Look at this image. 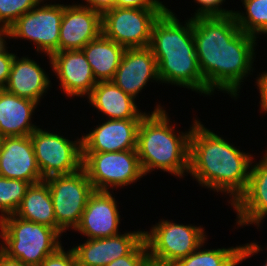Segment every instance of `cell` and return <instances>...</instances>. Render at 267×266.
<instances>
[{"mask_svg":"<svg viewBox=\"0 0 267 266\" xmlns=\"http://www.w3.org/2000/svg\"><path fill=\"white\" fill-rule=\"evenodd\" d=\"M248 154L195 119L189 139L188 173L202 186L230 193L231 205L247 188L253 163V156Z\"/></svg>","mask_w":267,"mask_h":266,"instance_id":"cell-2","label":"cell"},{"mask_svg":"<svg viewBox=\"0 0 267 266\" xmlns=\"http://www.w3.org/2000/svg\"><path fill=\"white\" fill-rule=\"evenodd\" d=\"M87 5L90 9L99 12L101 15L115 7V0H86Z\"/></svg>","mask_w":267,"mask_h":266,"instance_id":"cell-34","label":"cell"},{"mask_svg":"<svg viewBox=\"0 0 267 266\" xmlns=\"http://www.w3.org/2000/svg\"><path fill=\"white\" fill-rule=\"evenodd\" d=\"M82 168L95 191L123 187L145 176L137 150L82 152Z\"/></svg>","mask_w":267,"mask_h":266,"instance_id":"cell-7","label":"cell"},{"mask_svg":"<svg viewBox=\"0 0 267 266\" xmlns=\"http://www.w3.org/2000/svg\"><path fill=\"white\" fill-rule=\"evenodd\" d=\"M141 119H108L81 137L82 152L136 150Z\"/></svg>","mask_w":267,"mask_h":266,"instance_id":"cell-13","label":"cell"},{"mask_svg":"<svg viewBox=\"0 0 267 266\" xmlns=\"http://www.w3.org/2000/svg\"><path fill=\"white\" fill-rule=\"evenodd\" d=\"M200 4V8L196 10L192 18L197 17H212V16H228L232 15L234 11L225 10L220 7L225 0H195Z\"/></svg>","mask_w":267,"mask_h":266,"instance_id":"cell-30","label":"cell"},{"mask_svg":"<svg viewBox=\"0 0 267 266\" xmlns=\"http://www.w3.org/2000/svg\"><path fill=\"white\" fill-rule=\"evenodd\" d=\"M203 244L192 254L180 259L173 266H237L246 258L260 252L261 247L256 242L243 246L218 249H203Z\"/></svg>","mask_w":267,"mask_h":266,"instance_id":"cell-25","label":"cell"},{"mask_svg":"<svg viewBox=\"0 0 267 266\" xmlns=\"http://www.w3.org/2000/svg\"><path fill=\"white\" fill-rule=\"evenodd\" d=\"M195 50L207 95L215 89L237 97L252 71L256 38L241 31L234 15L192 18Z\"/></svg>","mask_w":267,"mask_h":266,"instance_id":"cell-1","label":"cell"},{"mask_svg":"<svg viewBox=\"0 0 267 266\" xmlns=\"http://www.w3.org/2000/svg\"><path fill=\"white\" fill-rule=\"evenodd\" d=\"M115 198L109 191H95L89 196L78 227L88 239L118 235L120 215Z\"/></svg>","mask_w":267,"mask_h":266,"instance_id":"cell-16","label":"cell"},{"mask_svg":"<svg viewBox=\"0 0 267 266\" xmlns=\"http://www.w3.org/2000/svg\"><path fill=\"white\" fill-rule=\"evenodd\" d=\"M51 194L57 221V231L62 234L69 227L75 230L81 220L89 196L94 192L86 171L68 175H54L44 179Z\"/></svg>","mask_w":267,"mask_h":266,"instance_id":"cell-9","label":"cell"},{"mask_svg":"<svg viewBox=\"0 0 267 266\" xmlns=\"http://www.w3.org/2000/svg\"><path fill=\"white\" fill-rule=\"evenodd\" d=\"M0 266H27L17 259L8 257L0 250Z\"/></svg>","mask_w":267,"mask_h":266,"instance_id":"cell-36","label":"cell"},{"mask_svg":"<svg viewBox=\"0 0 267 266\" xmlns=\"http://www.w3.org/2000/svg\"><path fill=\"white\" fill-rule=\"evenodd\" d=\"M143 116L137 131V154L144 174L153 169L183 177L189 171L190 131L175 133L166 110L156 105ZM182 133V134H180Z\"/></svg>","mask_w":267,"mask_h":266,"instance_id":"cell-4","label":"cell"},{"mask_svg":"<svg viewBox=\"0 0 267 266\" xmlns=\"http://www.w3.org/2000/svg\"><path fill=\"white\" fill-rule=\"evenodd\" d=\"M6 37L9 38V28L0 25V52L3 51L7 47L5 45L6 41L4 39Z\"/></svg>","mask_w":267,"mask_h":266,"instance_id":"cell-37","label":"cell"},{"mask_svg":"<svg viewBox=\"0 0 267 266\" xmlns=\"http://www.w3.org/2000/svg\"><path fill=\"white\" fill-rule=\"evenodd\" d=\"M246 15L233 12L236 24L241 31L257 37L258 34H267V0H242Z\"/></svg>","mask_w":267,"mask_h":266,"instance_id":"cell-26","label":"cell"},{"mask_svg":"<svg viewBox=\"0 0 267 266\" xmlns=\"http://www.w3.org/2000/svg\"><path fill=\"white\" fill-rule=\"evenodd\" d=\"M143 239L144 231H133L112 237L87 239L72 249L78 266H106L128 255Z\"/></svg>","mask_w":267,"mask_h":266,"instance_id":"cell-17","label":"cell"},{"mask_svg":"<svg viewBox=\"0 0 267 266\" xmlns=\"http://www.w3.org/2000/svg\"><path fill=\"white\" fill-rule=\"evenodd\" d=\"M260 93V110L267 112V72L260 74L256 82Z\"/></svg>","mask_w":267,"mask_h":266,"instance_id":"cell-35","label":"cell"},{"mask_svg":"<svg viewBox=\"0 0 267 266\" xmlns=\"http://www.w3.org/2000/svg\"><path fill=\"white\" fill-rule=\"evenodd\" d=\"M41 2L23 14L9 27L10 38H22L33 41L37 52L52 56L59 52L60 26L64 13V4H43Z\"/></svg>","mask_w":267,"mask_h":266,"instance_id":"cell-11","label":"cell"},{"mask_svg":"<svg viewBox=\"0 0 267 266\" xmlns=\"http://www.w3.org/2000/svg\"><path fill=\"white\" fill-rule=\"evenodd\" d=\"M44 0H0V24L9 28L18 18ZM2 22V23H1Z\"/></svg>","mask_w":267,"mask_h":266,"instance_id":"cell-28","label":"cell"},{"mask_svg":"<svg viewBox=\"0 0 267 266\" xmlns=\"http://www.w3.org/2000/svg\"><path fill=\"white\" fill-rule=\"evenodd\" d=\"M30 185L24 180L0 176V220L16 213Z\"/></svg>","mask_w":267,"mask_h":266,"instance_id":"cell-27","label":"cell"},{"mask_svg":"<svg viewBox=\"0 0 267 266\" xmlns=\"http://www.w3.org/2000/svg\"><path fill=\"white\" fill-rule=\"evenodd\" d=\"M167 9L114 7L101 15L102 34L125 48L149 47L153 25Z\"/></svg>","mask_w":267,"mask_h":266,"instance_id":"cell-8","label":"cell"},{"mask_svg":"<svg viewBox=\"0 0 267 266\" xmlns=\"http://www.w3.org/2000/svg\"><path fill=\"white\" fill-rule=\"evenodd\" d=\"M102 33L101 14L82 5H64L59 51L83 49Z\"/></svg>","mask_w":267,"mask_h":266,"instance_id":"cell-12","label":"cell"},{"mask_svg":"<svg viewBox=\"0 0 267 266\" xmlns=\"http://www.w3.org/2000/svg\"><path fill=\"white\" fill-rule=\"evenodd\" d=\"M89 103L107 115V119H142L146 114L138 110L135 99L113 81H100L88 95Z\"/></svg>","mask_w":267,"mask_h":266,"instance_id":"cell-22","label":"cell"},{"mask_svg":"<svg viewBox=\"0 0 267 266\" xmlns=\"http://www.w3.org/2000/svg\"><path fill=\"white\" fill-rule=\"evenodd\" d=\"M202 227L161 220L144 231L151 266H173L205 243Z\"/></svg>","mask_w":267,"mask_h":266,"instance_id":"cell-6","label":"cell"},{"mask_svg":"<svg viewBox=\"0 0 267 266\" xmlns=\"http://www.w3.org/2000/svg\"><path fill=\"white\" fill-rule=\"evenodd\" d=\"M30 137L44 179L54 175L73 174L82 168L81 138L70 141L40 128L34 130Z\"/></svg>","mask_w":267,"mask_h":266,"instance_id":"cell-10","label":"cell"},{"mask_svg":"<svg viewBox=\"0 0 267 266\" xmlns=\"http://www.w3.org/2000/svg\"><path fill=\"white\" fill-rule=\"evenodd\" d=\"M45 73L36 61L29 57L19 59L15 55L4 89L39 104L40 98L45 95L48 87H51L49 77Z\"/></svg>","mask_w":267,"mask_h":266,"instance_id":"cell-20","label":"cell"},{"mask_svg":"<svg viewBox=\"0 0 267 266\" xmlns=\"http://www.w3.org/2000/svg\"><path fill=\"white\" fill-rule=\"evenodd\" d=\"M15 54L10 53L5 48L0 52V89H4L11 72Z\"/></svg>","mask_w":267,"mask_h":266,"instance_id":"cell-32","label":"cell"},{"mask_svg":"<svg viewBox=\"0 0 267 266\" xmlns=\"http://www.w3.org/2000/svg\"><path fill=\"white\" fill-rule=\"evenodd\" d=\"M39 266H78L73 249L65 252L61 246L56 252L47 256Z\"/></svg>","mask_w":267,"mask_h":266,"instance_id":"cell-31","label":"cell"},{"mask_svg":"<svg viewBox=\"0 0 267 266\" xmlns=\"http://www.w3.org/2000/svg\"><path fill=\"white\" fill-rule=\"evenodd\" d=\"M0 250L27 266H39L62 245L54 228L9 215L0 220Z\"/></svg>","mask_w":267,"mask_h":266,"instance_id":"cell-5","label":"cell"},{"mask_svg":"<svg viewBox=\"0 0 267 266\" xmlns=\"http://www.w3.org/2000/svg\"><path fill=\"white\" fill-rule=\"evenodd\" d=\"M0 176L30 184L44 178L38 168L30 136L3 137L0 149Z\"/></svg>","mask_w":267,"mask_h":266,"instance_id":"cell-14","label":"cell"},{"mask_svg":"<svg viewBox=\"0 0 267 266\" xmlns=\"http://www.w3.org/2000/svg\"><path fill=\"white\" fill-rule=\"evenodd\" d=\"M106 266H151L145 240L143 239L128 255L119 257Z\"/></svg>","mask_w":267,"mask_h":266,"instance_id":"cell-29","label":"cell"},{"mask_svg":"<svg viewBox=\"0 0 267 266\" xmlns=\"http://www.w3.org/2000/svg\"><path fill=\"white\" fill-rule=\"evenodd\" d=\"M149 79L160 81L157 61L151 49L126 48L112 81L135 99Z\"/></svg>","mask_w":267,"mask_h":266,"instance_id":"cell-18","label":"cell"},{"mask_svg":"<svg viewBox=\"0 0 267 266\" xmlns=\"http://www.w3.org/2000/svg\"><path fill=\"white\" fill-rule=\"evenodd\" d=\"M251 165L245 192L232 205L240 226L255 224L259 227L267 215V152L263 159Z\"/></svg>","mask_w":267,"mask_h":266,"instance_id":"cell-19","label":"cell"},{"mask_svg":"<svg viewBox=\"0 0 267 266\" xmlns=\"http://www.w3.org/2000/svg\"><path fill=\"white\" fill-rule=\"evenodd\" d=\"M38 103L0 89V135L2 137L30 136L38 127L31 116Z\"/></svg>","mask_w":267,"mask_h":266,"instance_id":"cell-21","label":"cell"},{"mask_svg":"<svg viewBox=\"0 0 267 266\" xmlns=\"http://www.w3.org/2000/svg\"><path fill=\"white\" fill-rule=\"evenodd\" d=\"M2 140H3V137L0 135V149H1V145H2Z\"/></svg>","mask_w":267,"mask_h":266,"instance_id":"cell-38","label":"cell"},{"mask_svg":"<svg viewBox=\"0 0 267 266\" xmlns=\"http://www.w3.org/2000/svg\"><path fill=\"white\" fill-rule=\"evenodd\" d=\"M149 48L157 61L161 82L207 95L195 50L192 17L183 26L167 9L153 25Z\"/></svg>","mask_w":267,"mask_h":266,"instance_id":"cell-3","label":"cell"},{"mask_svg":"<svg viewBox=\"0 0 267 266\" xmlns=\"http://www.w3.org/2000/svg\"><path fill=\"white\" fill-rule=\"evenodd\" d=\"M49 59L67 96L82 97L91 93L97 81L82 50L59 51Z\"/></svg>","mask_w":267,"mask_h":266,"instance_id":"cell-15","label":"cell"},{"mask_svg":"<svg viewBox=\"0 0 267 266\" xmlns=\"http://www.w3.org/2000/svg\"><path fill=\"white\" fill-rule=\"evenodd\" d=\"M115 7L119 8H167L159 0H115Z\"/></svg>","mask_w":267,"mask_h":266,"instance_id":"cell-33","label":"cell"},{"mask_svg":"<svg viewBox=\"0 0 267 266\" xmlns=\"http://www.w3.org/2000/svg\"><path fill=\"white\" fill-rule=\"evenodd\" d=\"M81 50L96 81L100 82L113 80L126 48L101 33Z\"/></svg>","mask_w":267,"mask_h":266,"instance_id":"cell-23","label":"cell"},{"mask_svg":"<svg viewBox=\"0 0 267 266\" xmlns=\"http://www.w3.org/2000/svg\"><path fill=\"white\" fill-rule=\"evenodd\" d=\"M14 215L57 230L51 194L45 180L29 186Z\"/></svg>","mask_w":267,"mask_h":266,"instance_id":"cell-24","label":"cell"}]
</instances>
